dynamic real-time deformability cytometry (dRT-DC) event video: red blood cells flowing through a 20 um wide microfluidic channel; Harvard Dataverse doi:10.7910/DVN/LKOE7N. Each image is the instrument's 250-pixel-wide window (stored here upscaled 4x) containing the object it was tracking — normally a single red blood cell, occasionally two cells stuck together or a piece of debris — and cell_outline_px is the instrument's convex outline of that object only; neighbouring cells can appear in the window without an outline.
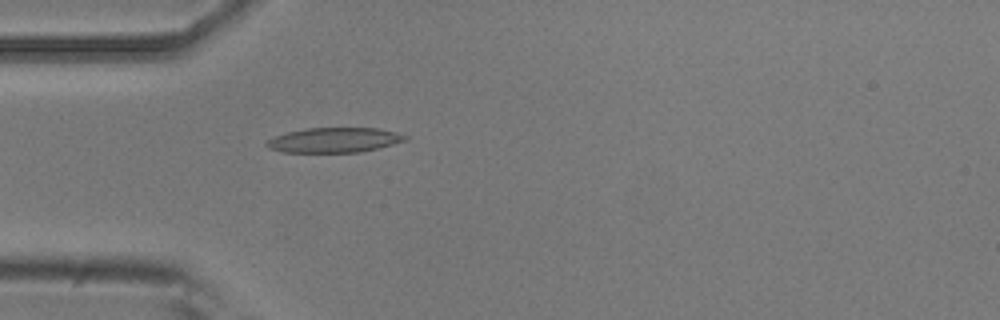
{"species": "common noctule bat (a hibernating species)", "species_latin": "Nyctalus noctula", "temperature_condition": "room temperature", "stored_images_in_passage": 1, "camera_frame_rate_fps": 3000, "um_per_image_px": 0.085, "animal": {"sex": "male", "body_mass_g": 20.5, "forearm_length_mm": 52.5}, "frame": {"image": 1, "passage_image": 1, "time_ms": 0.0, "image_size_px": [1000, 320], "cell_outline_px": [[408, 140], [360, 152], [284, 152], [268, 148], [264, 144], [268, 140], [276, 136], [288, 132], [308, 128], [380, 128], [396, 132], [408, 136]], "centroid_in_image_um": [28.43, 11.9], "position_along_channel_um": 56.6, "area_um2": 19.94}}